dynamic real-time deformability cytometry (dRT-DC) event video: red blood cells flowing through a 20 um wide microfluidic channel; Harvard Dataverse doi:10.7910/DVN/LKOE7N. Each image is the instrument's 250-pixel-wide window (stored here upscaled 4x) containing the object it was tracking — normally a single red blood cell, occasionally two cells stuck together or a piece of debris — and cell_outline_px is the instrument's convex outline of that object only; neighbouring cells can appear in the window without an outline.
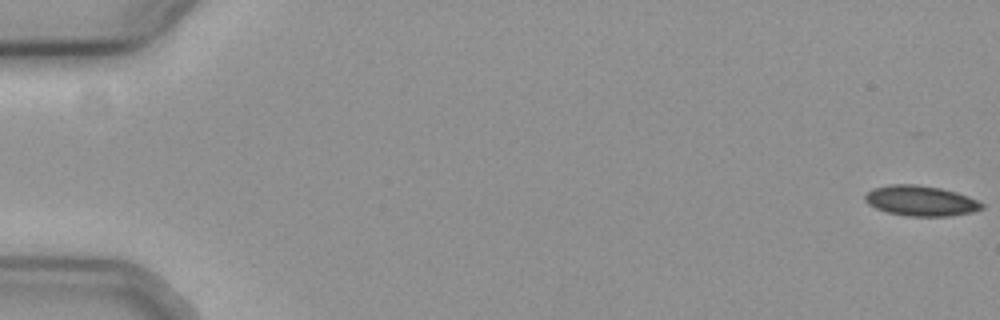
{"species": "common noctule bat (a hibernating species)", "species_latin": "Nyctalus noctula", "temperature_condition": "cold", "stored_images_in_passage": 57, "camera_frame_rate_fps": 3000, "um_per_image_px": 0.085, "animal": {"sex": "female", "body_mass_g": 19.3, "forearm_length_mm": 54.1}, "frame": {"image": 1, "passage_image": 1, "time_ms": 0.0, "image_size_px": [1000, 320], "cell_outline_px": [[984, 208], [972, 212], [948, 216], [908, 216], [888, 212], [876, 208], [868, 204], [864, 200], [864, 196], [872, 188], [892, 184], [916, 184], [940, 188], [956, 192], [968, 196], [984, 204]], "centroid_in_image_um": [78.25, 17.06], "position_along_channel_um": 6.7, "area_um2": 20.58}}
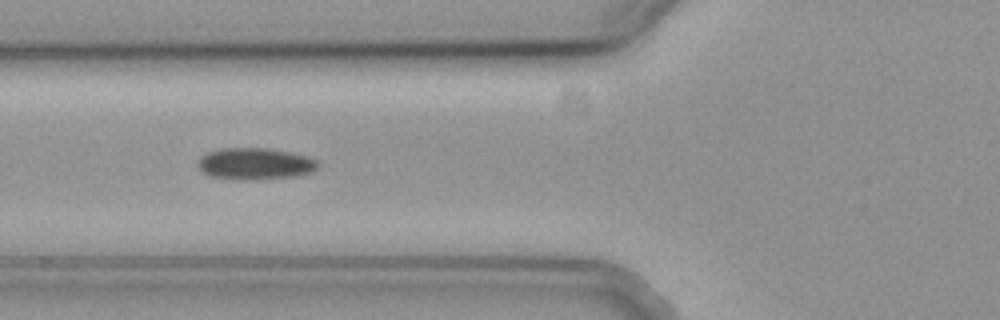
{"frame": {"image": 2, "passage_image": 23, "time_ms": 7.333, "image_size_px": [1000, 320], "cell_outline_px": [[320, 168], [312, 172], [296, 176], [260, 180], [236, 180], [208, 176], [200, 172], [196, 164], [200, 156], [208, 152], [220, 148], [268, 148], [308, 156], [316, 160], [320, 164]], "centroid_in_image_um": [21.65, 13.94], "position_along_channel_um": 104.1, "area_um2": 22.77}}
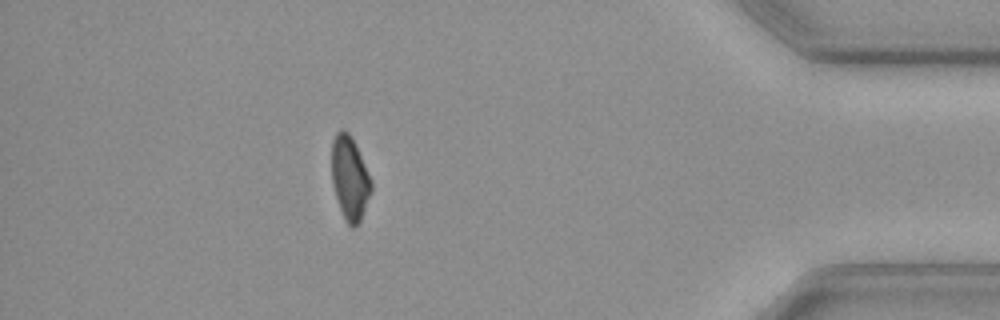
{"frame": {"image": 3, "passage_image": 51, "time_ms": 16.667, "image_size_px": [1000, 320], "cell_outline_px": [[372, 188], [360, 220], [352, 228], [344, 220], [332, 184], [332, 140], [336, 132], [340, 128], [344, 128], [352, 136], [372, 180]], "centroid_in_image_um": [29.72, 15.08], "position_along_channel_um": 405.5, "area_um2": 19.25}, "authors_computed_cell_mechanics": {"area_um2": 20.808, "velocity_mm_per_s": 3.7313, "shape_relaxation_time_tau1_ms": 2.4035, "shape_relaxation_time_tau2_ms": null, "deformation_change_tau1": 0.0692, "deformation_change_tau2": null}}